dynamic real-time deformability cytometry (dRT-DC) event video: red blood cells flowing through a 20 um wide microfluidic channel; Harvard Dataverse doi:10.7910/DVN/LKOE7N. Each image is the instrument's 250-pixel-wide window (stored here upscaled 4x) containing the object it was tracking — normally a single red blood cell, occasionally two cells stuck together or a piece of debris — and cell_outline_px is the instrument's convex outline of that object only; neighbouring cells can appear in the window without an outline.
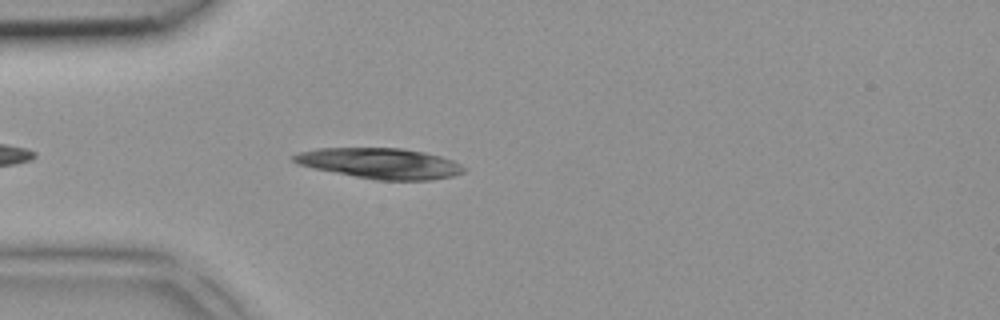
{"species": "common noctule bat (a hibernating species)", "species_latin": "Nyctalus noctula", "temperature_condition": "room temperature", "stored_images_in_passage": 2, "camera_frame_rate_fps": 3000, "um_per_image_px": 0.085, "animal": {"sex": "female", "body_mass_g": 18.4}, "frame": {"image": 1, "passage_image": 2, "time_ms": 0.333, "image_size_px": [1000, 320], "cell_outline_px": [[464, 172], [452, 176], [428, 180], [376, 180], [312, 168], [296, 164], [288, 156], [300, 152], [316, 148], [400, 148], [424, 152], [440, 156], [452, 160], [460, 164], [464, 168]], "centroid_in_image_um": [32.25, 13.88], "position_along_channel_um": 52.8, "area_um2": 30.29}}